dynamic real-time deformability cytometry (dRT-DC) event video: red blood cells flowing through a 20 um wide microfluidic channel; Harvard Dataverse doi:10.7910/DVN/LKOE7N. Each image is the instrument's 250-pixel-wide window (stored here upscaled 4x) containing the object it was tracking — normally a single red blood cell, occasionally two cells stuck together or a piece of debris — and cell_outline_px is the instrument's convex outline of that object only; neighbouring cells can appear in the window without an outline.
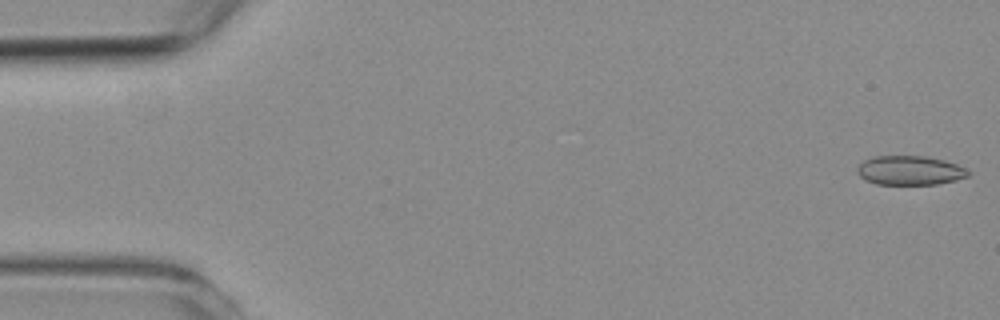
{"species": "common noctule bat (a hibernating species)", "species_latin": "Nyctalus noctula", "temperature_condition": "room temperature", "stored_images_in_passage": 19, "camera_frame_rate_fps": 3000, "um_per_image_px": 0.085, "animal": {"sex": "female", "body_mass_g": 19.3, "forearm_length_mm": 54.1}, "frame": {"image": 1, "passage_image": 1, "time_ms": 0.0, "image_size_px": [1000, 320], "cell_outline_px": [[968, 176], [956, 180], [936, 184], [876, 184], [864, 180], [856, 172], [856, 168], [864, 160], [872, 156], [924, 156], [944, 160], [968, 168]], "centroid_in_image_um": [77.31, 14.48], "position_along_channel_um": 7.7, "area_um2": 18.96}}
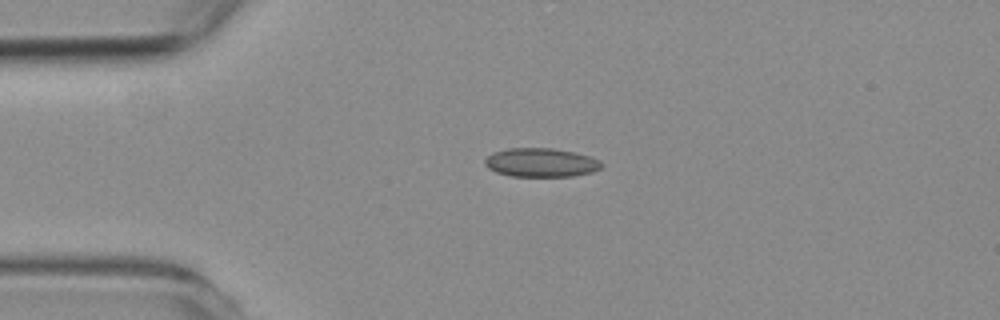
{"frame": {"image": 2, "passage_image": 13, "time_ms": 4.0, "image_size_px": [1000, 320], "cell_outline_px": [[604, 164], [600, 168], [592, 172], [572, 176], [508, 176], [496, 172], [488, 168], [484, 164], [484, 160], [492, 152], [508, 148], [552, 148], [572, 152], [588, 156], [600, 160]], "centroid_in_image_um": [45.95, 13.82], "position_along_channel_um": 39.0, "area_um2": 19.59}}
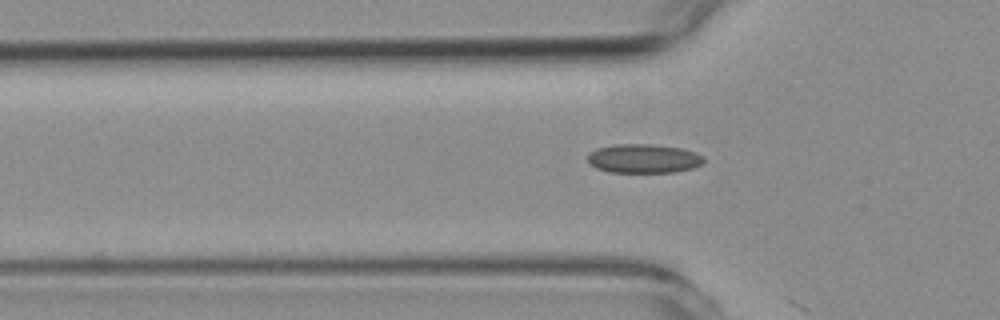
{"frame": {"image": 3, "passage_image": 18, "time_ms": 5.667, "image_size_px": [1000, 320], "cell_outline_px": [[704, 164], [692, 168], [676, 172], [608, 172], [596, 168], [588, 160], [588, 152], [596, 148], [616, 144], [652, 144], [680, 148], [696, 152], [704, 156]], "centroid_in_image_um": [54.72, 13.47], "position_along_channel_um": 71.1, "area_um2": 19.77}}